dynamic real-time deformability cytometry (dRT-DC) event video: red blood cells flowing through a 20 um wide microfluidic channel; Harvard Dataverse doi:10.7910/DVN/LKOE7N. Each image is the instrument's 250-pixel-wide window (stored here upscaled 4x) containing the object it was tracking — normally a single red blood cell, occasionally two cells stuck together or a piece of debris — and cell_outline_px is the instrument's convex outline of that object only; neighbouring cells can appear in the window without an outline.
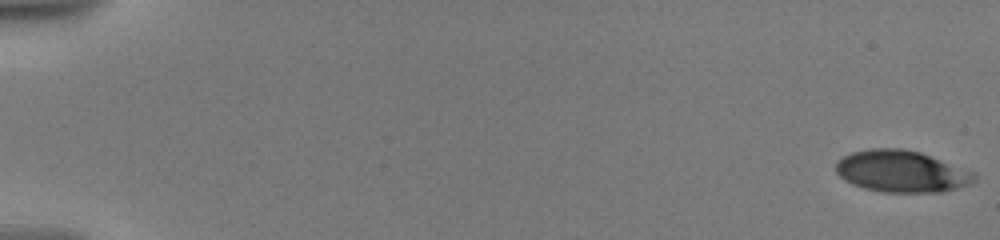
{"species": "human", "species_latin": "Homo sapiens", "temperature_condition": "warm", "stored_images_in_passage": 20, "camera_frame_rate_fps": 3000, "um_per_image_px": 0.085, "donor": {"sex": "male"}, "frame": {"image": 1, "passage_image": 1, "time_ms": 0.0, "image_size_px": [1000, 240], "cell_outline_px": [[976, 180], [972, 184], [940, 192], [884, 192], [864, 188], [852, 184], [844, 180], [836, 172], [836, 164], [844, 156], [852, 152], [872, 148], [900, 148], [920, 152], [976, 172]], "centroid_in_image_um": [76.66, 14.57], "position_along_channel_um": 8.3, "area_um2": 33.7}}
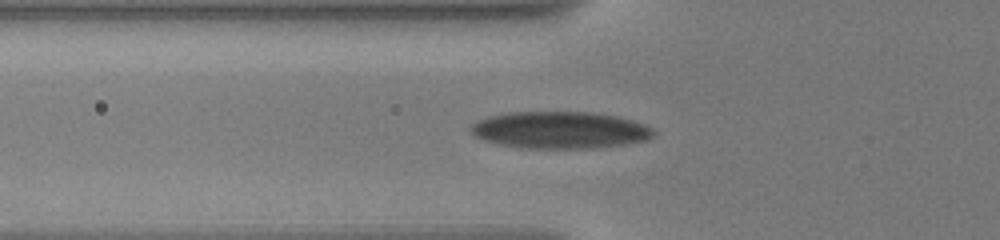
{"frame": {"image": 2, "passage_image": 15, "time_ms": 7.0, "image_size_px": [1000, 240], "cell_outline_px": [[656, 132], [652, 136], [644, 140], [624, 144], [584, 148], [520, 148], [500, 144], [484, 140], [476, 136], [468, 128], [476, 120], [488, 116], [508, 112], [592, 112], [616, 116], [632, 120], [644, 124], [652, 128]], "centroid_in_image_um": [47.55, 11.04], "position_along_channel_um": 78.3, "area_um2": 39.25}}
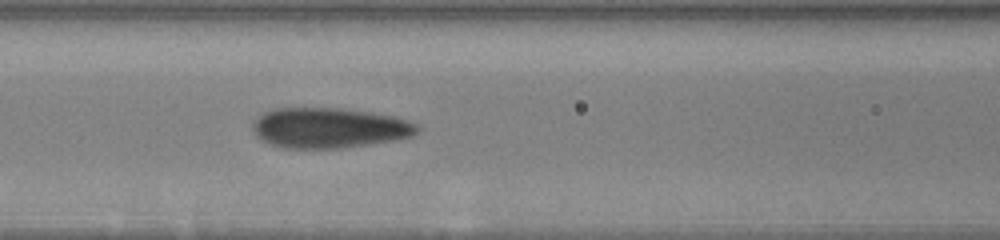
{"frame": {"image": 3, "passage_image": 20, "time_ms": 8.667, "image_size_px": [1000, 240], "cell_outline_px": [[420, 128], [412, 136], [396, 140], [340, 148], [280, 148], [256, 136], [252, 128], [252, 120], [264, 112], [276, 108], [340, 108], [372, 112], [396, 116], [420, 124]], "centroid_in_image_um": [28.0, 10.86], "position_along_channel_um": 138.6, "area_um2": 38.9}}